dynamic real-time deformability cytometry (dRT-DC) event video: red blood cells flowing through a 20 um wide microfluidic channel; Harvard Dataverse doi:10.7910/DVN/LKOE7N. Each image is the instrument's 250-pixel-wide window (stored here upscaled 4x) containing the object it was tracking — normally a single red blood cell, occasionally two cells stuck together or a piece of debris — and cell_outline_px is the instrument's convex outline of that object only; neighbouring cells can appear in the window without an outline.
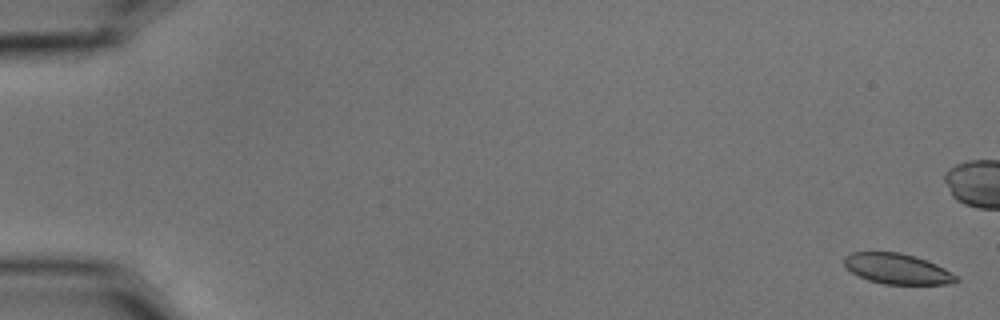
{"species": "common noctule bat (a hibernating species)", "species_latin": "Nyctalus noctula", "temperature_condition": "cold", "stored_images_in_passage": 7, "camera_frame_rate_fps": 3000, "um_per_image_px": 0.085, "animal": {"sex": "male", "body_mass_g": 15.6}, "frame": {"image": 1, "passage_image": 1, "time_ms": 0.0, "image_size_px": [1000, 320], "cell_outline_px": [[960, 280], [944, 284], [884, 284], [868, 280], [852, 272], [844, 264], [844, 256], [852, 252], [900, 252], [936, 264], [944, 268], [956, 276]], "centroid_in_image_um": [76.23, 22.85], "position_along_channel_um": 8.8, "area_um2": 19.54}}
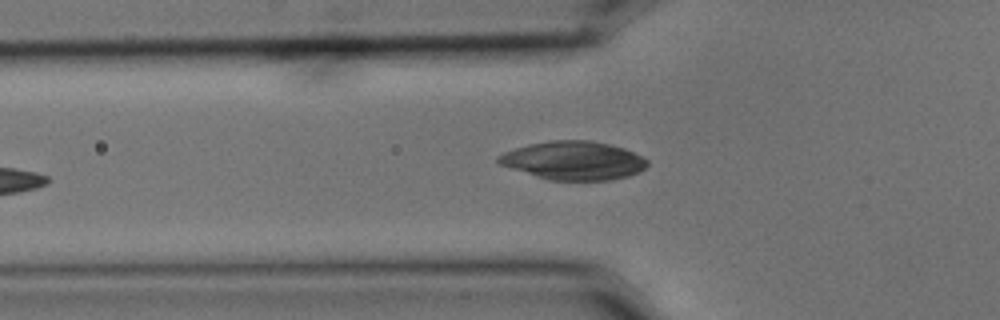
{"frame": {"image": 2, "passage_image": 6, "time_ms": 1.667, "image_size_px": [1000, 320], "cell_outline_px": [[648, 164], [640, 172], [628, 176], [608, 180], [548, 180], [500, 164], [496, 160], [496, 156], [504, 152], [528, 144], [548, 140], [592, 140], [624, 148], [648, 160]], "centroid_in_image_um": [48.74, 13.64], "position_along_channel_um": 77.1, "area_um2": 33.29}}
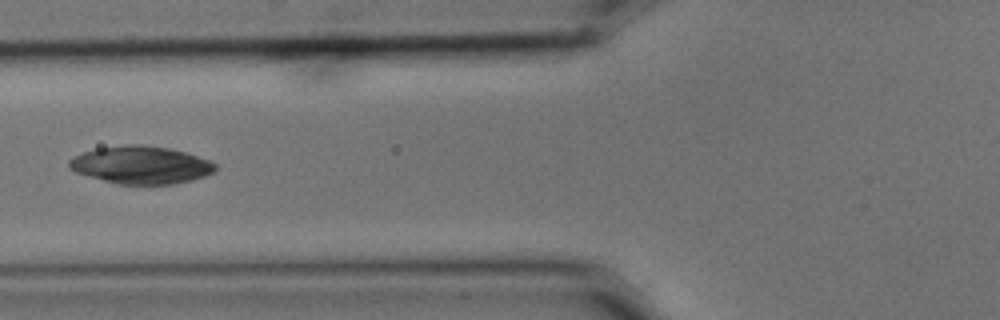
{"frame": {"image": 3, "passage_image": 7, "time_ms": 2.0, "image_size_px": [1000, 320], "cell_outline_px": [[216, 168], [212, 172], [204, 176], [192, 180], [172, 184], [116, 184], [88, 176], [76, 172], [68, 168], [68, 160], [72, 156], [96, 148], [128, 144], [140, 144], [168, 148], [184, 152], [208, 160], [216, 164]], "centroid_in_image_um": [11.93, 14.02], "position_along_channel_um": 113.9, "area_um2": 32.02}}